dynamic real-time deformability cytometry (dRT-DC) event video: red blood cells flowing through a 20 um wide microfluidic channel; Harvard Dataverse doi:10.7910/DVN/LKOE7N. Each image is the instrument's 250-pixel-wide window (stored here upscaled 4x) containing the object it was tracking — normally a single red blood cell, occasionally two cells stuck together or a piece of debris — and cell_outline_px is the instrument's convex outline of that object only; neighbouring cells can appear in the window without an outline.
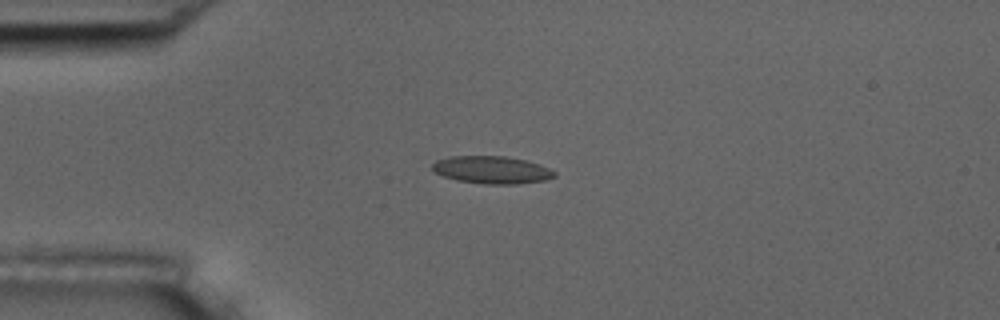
{"species": "common noctule bat (a hibernating species)", "species_latin": "Nyctalus noctula", "temperature_condition": "room temperature", "stored_images_in_passage": 7, "camera_frame_rate_fps": 3000, "um_per_image_px": 0.085, "animal": {"sex": "male", "body_mass_g": 17.5, "forearm_length_mm": 52.3}, "frame": {"image": 1, "passage_image": 4, "time_ms": 3.667, "image_size_px": [1000, 320], "cell_outline_px": [[556, 176], [544, 180], [516, 184], [484, 184], [456, 180], [444, 176], [436, 172], [432, 168], [432, 164], [436, 160], [448, 156], [504, 156], [524, 160], [540, 164], [556, 172]], "centroid_in_image_um": [41.79, 14.43], "position_along_channel_um": 43.2, "area_um2": 19.54}}